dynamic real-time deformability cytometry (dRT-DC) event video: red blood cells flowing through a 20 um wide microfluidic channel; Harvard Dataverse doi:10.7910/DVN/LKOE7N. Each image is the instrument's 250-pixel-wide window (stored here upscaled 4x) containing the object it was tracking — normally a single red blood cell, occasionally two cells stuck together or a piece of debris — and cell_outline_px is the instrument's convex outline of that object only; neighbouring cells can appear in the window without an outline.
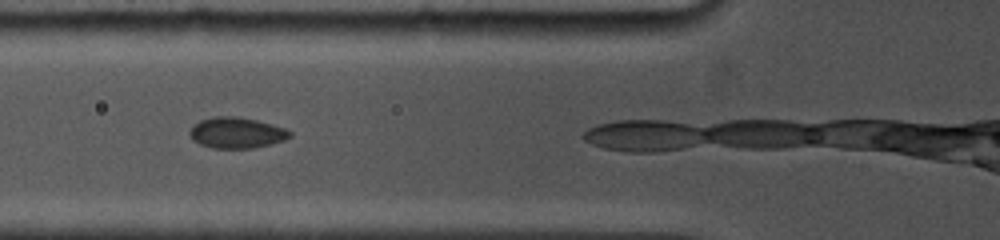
{"species": "common noctule bat (a hibernating species)", "species_latin": "Nyctalus noctula", "temperature_condition": "cold", "stored_images_in_passage": 4, "camera_frame_rate_fps": 5000, "um_per_image_px": 0.085, "animal": {"sex": "female", "body_mass_g": 19.0, "forearm_length_mm": 53.3}, "frame": {"image": 1, "passage_image": 2, "time_ms": 0.8, "image_size_px": [1000, 240], "cell_outline_px": [[292, 136], [284, 140], [272, 144], [252, 148], [212, 148], [200, 144], [192, 140], [188, 132], [200, 120], [216, 116], [236, 116], [256, 120], [272, 124], [284, 128], [292, 132]], "centroid_in_image_um": [20.12, 11.29], "position_along_channel_um": 105.7, "area_um2": 18.03}}